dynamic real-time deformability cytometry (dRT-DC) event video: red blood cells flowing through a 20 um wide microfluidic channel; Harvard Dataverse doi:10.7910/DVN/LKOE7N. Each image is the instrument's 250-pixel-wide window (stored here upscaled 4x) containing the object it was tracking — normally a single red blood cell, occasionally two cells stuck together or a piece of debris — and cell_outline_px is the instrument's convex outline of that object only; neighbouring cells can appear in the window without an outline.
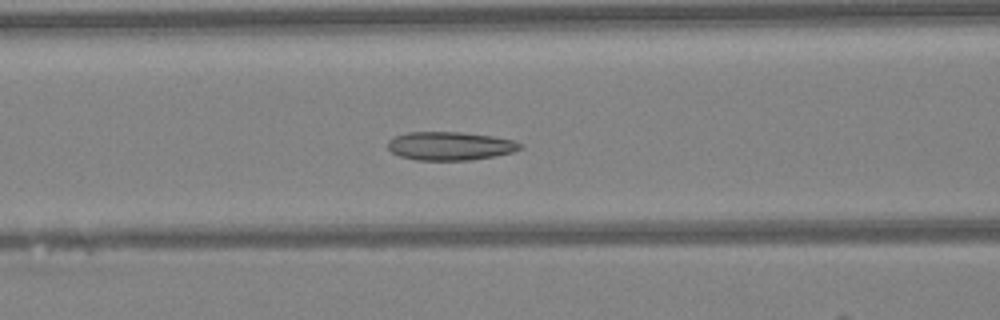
{"species": "Egyptian fruit bat (a non-hibernating species)", "species_latin": "Rousettus aegyptiacus", "temperature_condition": "warm", "stored_images_in_passage": 48, "camera_frame_rate_fps": 3000, "um_per_image_px": 0.085, "animal": {"sex": "female"}, "frame": {"image": 1, "passage_image": 20, "time_ms": 6.333, "image_size_px": [1000, 320], "cell_outline_px": [[524, 148], [512, 152], [496, 156], [472, 160], [416, 160], [400, 156], [392, 152], [388, 148], [388, 140], [396, 136], [408, 132], [460, 132], [492, 136], [512, 140], [524, 144]], "centroid_in_image_um": [38.29, 12.41], "position_along_channel_um": 128.3, "area_um2": 22.02}}
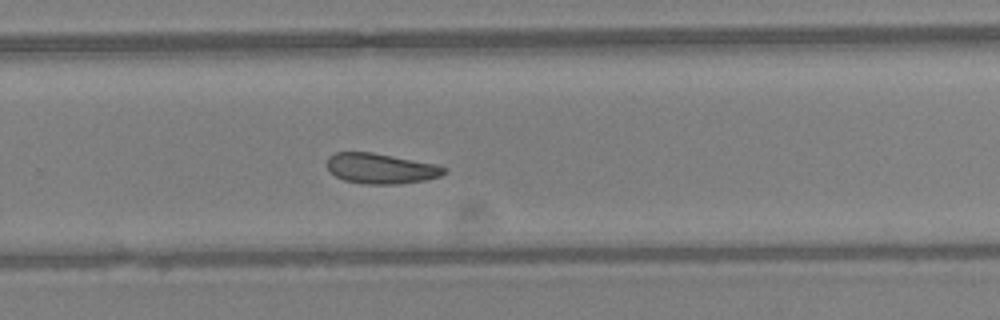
{"frame": {"image": 2, "passage_image": 32, "time_ms": 10.333, "image_size_px": [1000, 320], "cell_outline_px": [[448, 172], [440, 176], [424, 180], [396, 184], [364, 184], [344, 180], [336, 176], [328, 168], [328, 156], [336, 152], [372, 152], [436, 164], [448, 168]], "centroid_in_image_um": [32.4, 14.32], "position_along_channel_um": 297.4, "area_um2": 20.63}}
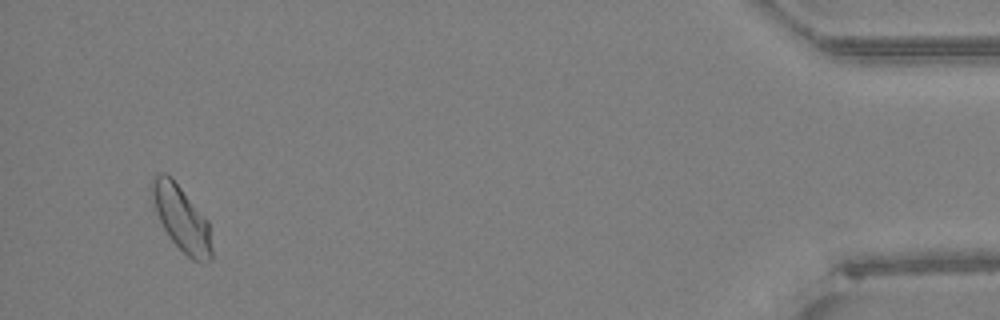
{"frame": {"image": 3, "passage_image": 46, "time_ms": 15.0, "image_size_px": [1000, 320], "cell_outline_px": [[212, 260], [204, 264], [200, 264], [192, 260], [168, 236], [160, 220], [152, 196], [152, 176], [160, 172], [164, 172], [172, 176], [208, 220], [212, 248]], "centroid_in_image_um": [15.46, 18.58], "position_along_channel_um": 419.7, "area_um2": 22.77}, "authors_computed_cell_mechanics": {"area_um2": 22.0507, "velocity_mm_per_s": 4.2469, "shape_relaxation_time_tau1_ms": null, "shape_relaxation_time_tau2_ms": 7.2246, "deformation_change_tau1": null, "deformation_change_tau2": 0.1414}}